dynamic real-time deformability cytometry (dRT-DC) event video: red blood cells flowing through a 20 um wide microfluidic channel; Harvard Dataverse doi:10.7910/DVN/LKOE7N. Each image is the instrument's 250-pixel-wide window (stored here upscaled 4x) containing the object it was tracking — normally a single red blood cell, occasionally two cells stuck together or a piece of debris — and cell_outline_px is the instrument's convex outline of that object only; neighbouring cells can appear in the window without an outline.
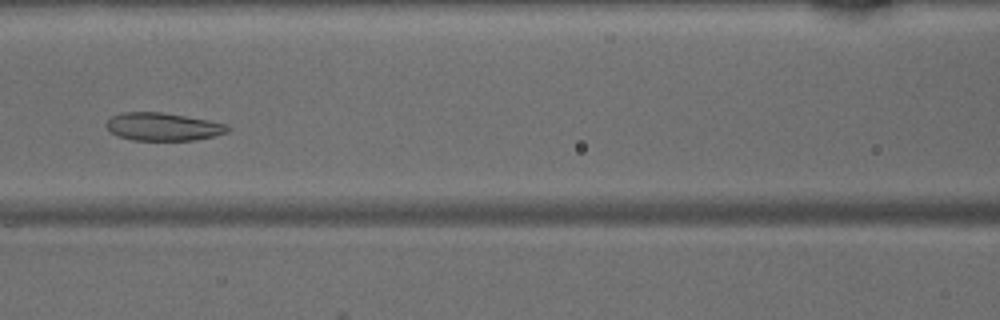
{"species": "common noctule bat (a hibernating species)", "species_latin": "Nyctalus noctula", "temperature_condition": "warm", "stored_images_in_passage": 49, "camera_frame_rate_fps": 3000, "um_per_image_px": 0.085, "animal": {"sex": "male", "body_mass_g": 15.6}, "frame": {"image": 1, "passage_image": 22, "time_ms": 7.0, "image_size_px": [1000, 320], "cell_outline_px": [[232, 128], [228, 132], [216, 136], [196, 140], [132, 140], [116, 136], [104, 124], [112, 116], [120, 112], [160, 112], [208, 120], [228, 124]], "centroid_in_image_um": [13.88, 10.78], "position_along_channel_um": 152.7, "area_um2": 19.88}}
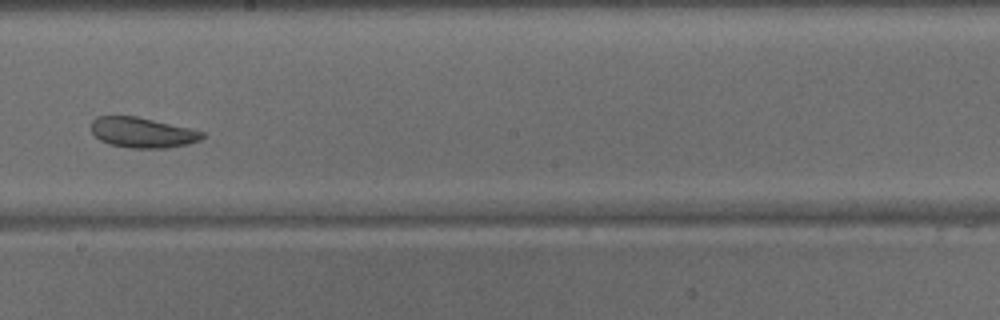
{"frame": {"image": 2, "passage_image": 28, "time_ms": 9.0, "image_size_px": [1000, 320], "cell_outline_px": [[204, 136], [200, 140], [188, 144], [164, 148], [128, 148], [108, 144], [100, 140], [92, 132], [92, 120], [96, 116], [136, 116], [192, 128], [204, 132]], "centroid_in_image_um": [12.11, 11.26], "position_along_channel_um": 236.1, "area_um2": 19.71}}
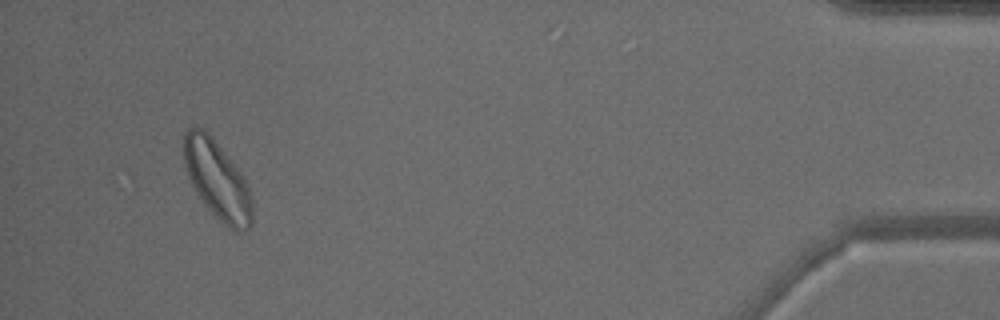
{"frame": {"image": 3, "passage_image": 46, "time_ms": 15.0, "image_size_px": [1000, 320], "cell_outline_px": [[252, 224], [248, 228], [240, 232], [236, 232], [228, 228], [204, 204], [196, 192], [184, 168], [184, 132], [188, 128], [196, 124], [204, 128], [212, 136], [244, 176], [252, 200]], "centroid_in_image_um": [18.45, 15.26], "position_along_channel_um": 416.7, "area_um2": 31.44}}